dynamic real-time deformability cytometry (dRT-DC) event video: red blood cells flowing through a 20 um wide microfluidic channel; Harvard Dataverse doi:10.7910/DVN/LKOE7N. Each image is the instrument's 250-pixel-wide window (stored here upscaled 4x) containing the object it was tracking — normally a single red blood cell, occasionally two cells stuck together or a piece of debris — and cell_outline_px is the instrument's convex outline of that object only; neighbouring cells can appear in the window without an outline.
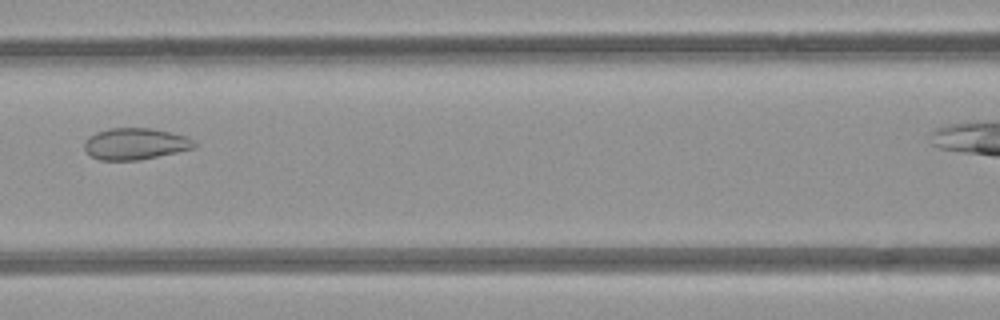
{"species": "common noctule bat (a hibernating species)", "species_latin": "Nyctalus noctula", "temperature_condition": "room temperature", "stored_images_in_passage": 9, "segment_of_instrument_passage": [1, 2], "camera_frame_rate_fps": 3000, "um_per_image_px": 0.085, "animal": {"sex": "female", "body_mass_g": 21.9}, "frame": {"image": 1, "passage_image": 8, "time_ms": 9.0, "image_size_px": [1000, 320], "cell_outline_px": [[196, 144], [192, 148], [176, 152], [140, 160], [100, 160], [92, 156], [84, 148], [84, 140], [88, 136], [96, 132], [108, 128], [152, 128], [184, 136], [192, 140]], "centroid_in_image_um": [11.43, 12.22], "position_along_channel_um": 155.2, "area_um2": 20.0}}